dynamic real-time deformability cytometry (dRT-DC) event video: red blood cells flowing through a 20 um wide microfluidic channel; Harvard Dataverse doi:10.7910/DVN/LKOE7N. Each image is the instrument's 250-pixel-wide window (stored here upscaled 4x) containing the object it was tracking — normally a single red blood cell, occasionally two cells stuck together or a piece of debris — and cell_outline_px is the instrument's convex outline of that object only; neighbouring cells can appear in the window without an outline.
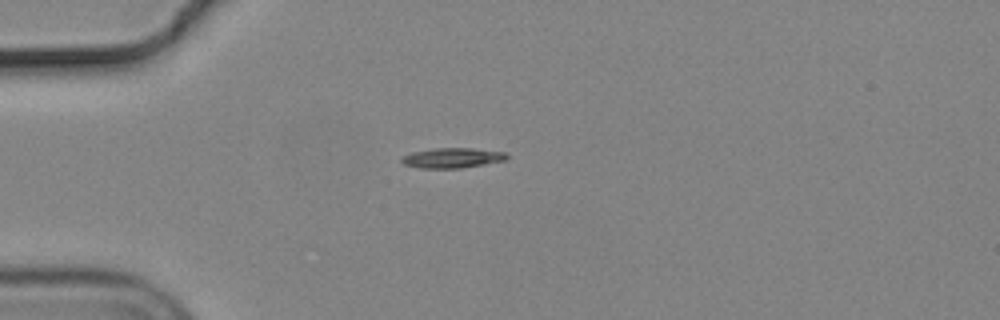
{"species": "common noctule bat (a hibernating species)", "species_latin": "Nyctalus noctula", "temperature_condition": "cold", "stored_images_in_passage": 41, "camera_frame_rate_fps": 3000, "um_per_image_px": 0.085, "animal": {"sex": "male", "body_mass_g": 19.2, "forearm_length_mm": 51.8}, "frame": {"image": 1, "passage_image": 1, "time_ms": 0.0, "image_size_px": [1000, 320], "cell_outline_px": [[508, 160], [460, 168], [420, 168], [404, 164], [400, 160], [400, 156], [412, 152], [436, 148], [472, 148], [504, 152], [508, 156]], "centroid_in_image_um": [38.43, 13.42], "position_along_channel_um": 46.6, "area_um2": 12.31}}
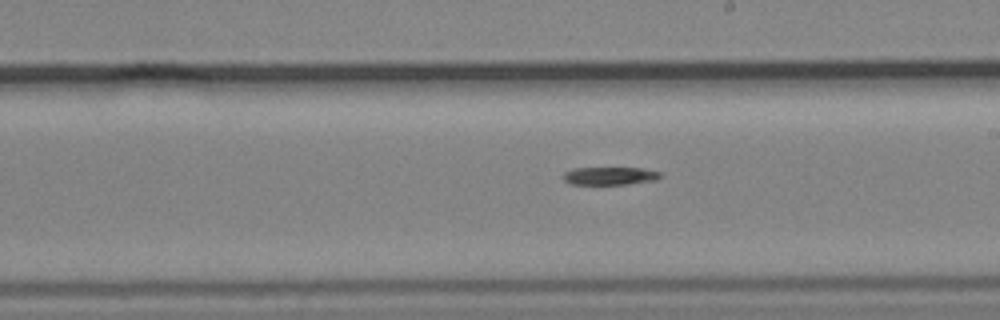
{"frame": {"image": 2, "passage_image": 18, "time_ms": 5.667, "image_size_px": [1000, 320], "cell_outline_px": [[664, 176], [656, 180], [628, 184], [568, 184], [560, 176], [564, 172], [572, 168], [644, 168], [660, 172]], "centroid_in_image_um": [51.82, 14.95], "position_along_channel_um": 237.2, "area_um2": 10.35}}
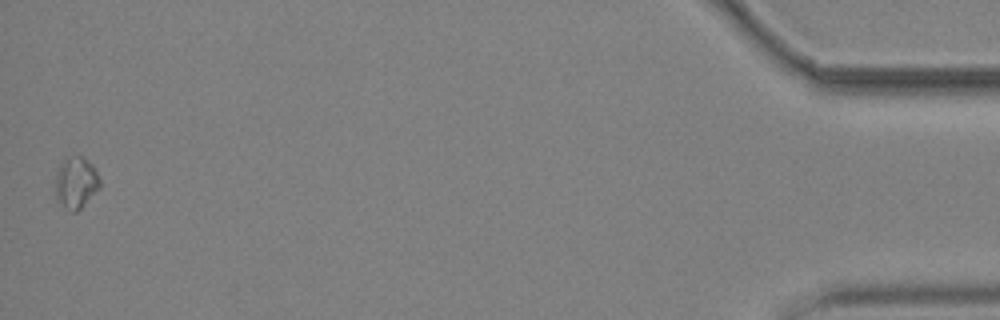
{"frame": {"image": 3, "passage_image": 41, "time_ms": 13.333, "image_size_px": [1000, 320], "cell_outline_px": [[100, 188], [76, 212], [72, 212], [56, 200], [56, 176], [60, 164], [68, 156], [80, 156], [92, 164], [100, 180]], "centroid_in_image_um": [6.46, 15.53], "position_along_channel_um": 428.7, "area_um2": 13.12}, "authors_computed_cell_mechanics": {"area_um2": 11.4444, "velocity_mm_per_s": 3.7151, "shape_relaxation_time_tau1_ms": 4.8149, "shape_relaxation_time_tau2_ms": null, "deformation_change_tau1": 0.1435, "deformation_change_tau2": null}}